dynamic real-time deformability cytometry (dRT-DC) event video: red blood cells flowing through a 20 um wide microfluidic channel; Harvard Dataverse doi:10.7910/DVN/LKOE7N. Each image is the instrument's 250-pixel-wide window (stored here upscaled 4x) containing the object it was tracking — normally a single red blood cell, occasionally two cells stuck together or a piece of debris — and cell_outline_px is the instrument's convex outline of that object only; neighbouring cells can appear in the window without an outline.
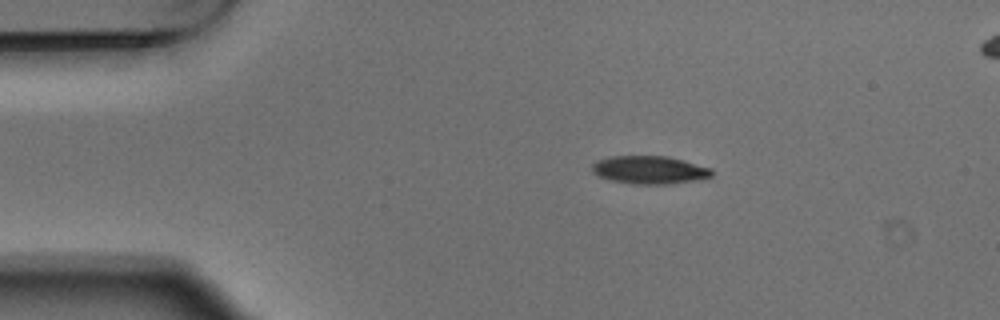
{"species": "Egyptian fruit bat (a non-hibernating species)", "species_latin": "Rousettus aegyptiacus", "temperature_condition": "warm", "stored_images_in_passage": 4, "camera_frame_rate_fps": 3000, "um_per_image_px": 0.085, "animal": {"sex": "male"}, "frame": {"image": 1, "passage_image": 1, "time_ms": 0.0, "image_size_px": [1000, 320], "cell_outline_px": [[712, 176], [700, 180], [668, 184], [632, 184], [612, 180], [596, 176], [592, 172], [592, 164], [596, 160], [608, 156], [668, 156], [684, 160], [712, 168]], "centroid_in_image_um": [55.2, 14.44], "position_along_channel_um": 29.8, "area_um2": 19.83}}
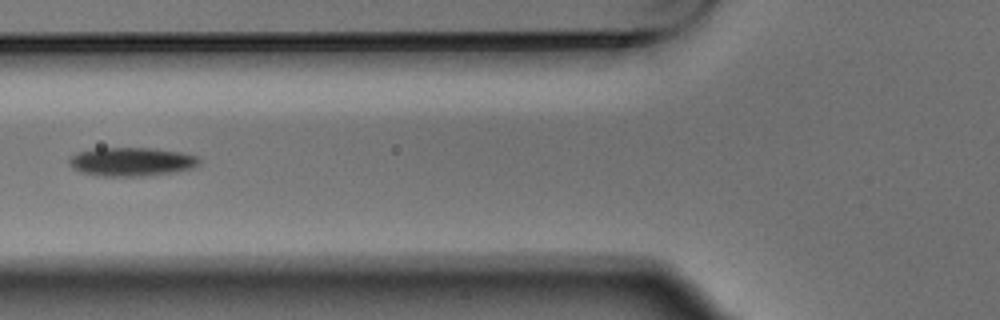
{"frame": {"image": 2, "passage_image": 4, "time_ms": 1.0, "image_size_px": [1000, 320], "cell_outline_px": [[200, 164], [192, 168], [172, 172], [140, 176], [96, 176], [80, 172], [72, 168], [68, 164], [68, 160], [72, 156], [80, 152], [96, 148], [152, 148], [180, 152], [196, 156], [200, 160]], "centroid_in_image_um": [11.14, 13.75], "position_along_channel_um": 114.7, "area_um2": 21.68}}